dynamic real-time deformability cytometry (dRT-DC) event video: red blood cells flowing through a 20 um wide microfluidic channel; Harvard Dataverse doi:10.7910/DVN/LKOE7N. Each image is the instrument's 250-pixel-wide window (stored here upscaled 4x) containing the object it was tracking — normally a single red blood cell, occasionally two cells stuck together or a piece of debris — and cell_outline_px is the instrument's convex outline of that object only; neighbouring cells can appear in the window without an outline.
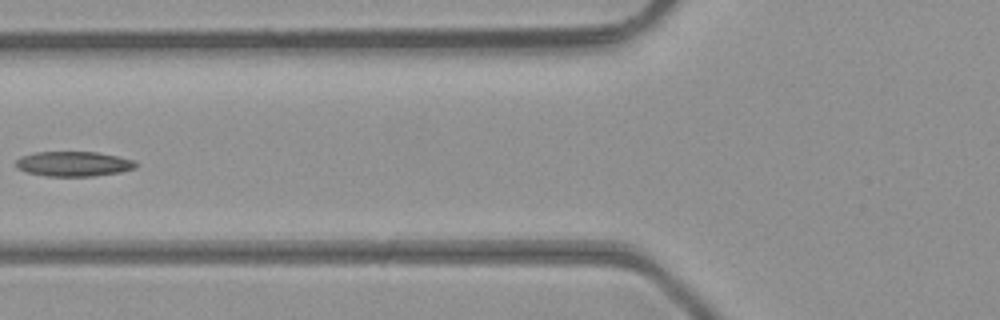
{"species": "common noctule bat (a hibernating species)", "species_latin": "Nyctalus noctula", "temperature_condition": "room temperature", "stored_images_in_passage": 4, "camera_frame_rate_fps": 3000, "um_per_image_px": 0.085, "animal": {"sex": "male", "body_mass_g": 23.1, "forearm_length_mm": 52.7}, "frame": {"image": 1, "passage_image": 4, "time_ms": 1.0, "image_size_px": [1000, 320], "cell_outline_px": [[140, 164], [136, 168], [120, 172], [92, 176], [44, 176], [28, 172], [16, 168], [16, 160], [20, 156], [36, 152], [96, 152], [136, 160]], "centroid_in_image_um": [6.28, 13.93], "position_along_channel_um": 119.5, "area_um2": 17.51}}